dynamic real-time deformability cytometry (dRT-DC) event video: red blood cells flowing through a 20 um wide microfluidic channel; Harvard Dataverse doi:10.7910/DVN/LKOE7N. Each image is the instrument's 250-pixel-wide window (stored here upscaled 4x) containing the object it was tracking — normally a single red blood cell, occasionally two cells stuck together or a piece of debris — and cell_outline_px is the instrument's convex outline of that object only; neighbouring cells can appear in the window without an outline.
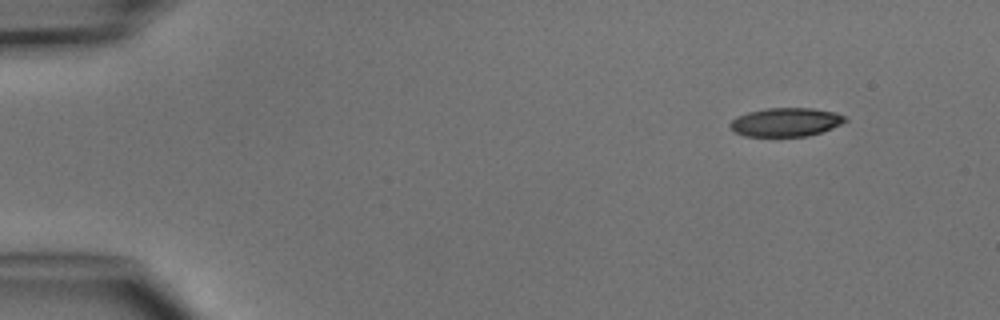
{"species": "common noctule bat (a hibernating species)", "species_latin": "Nyctalus noctula", "temperature_condition": "cold", "stored_images_in_passage": 4, "camera_frame_rate_fps": 3000, "um_per_image_px": 0.085, "animal": {"sex": "male", "body_mass_g": 15.6}, "frame": {"image": 1, "passage_image": 1, "time_ms": 0.0, "image_size_px": [1000, 320], "cell_outline_px": [[848, 120], [832, 128], [808, 136], [744, 136], [736, 132], [728, 124], [736, 116], [748, 112], [768, 108], [812, 108], [836, 112], [844, 116]], "centroid_in_image_um": [66.79, 10.37], "position_along_channel_um": 18.2, "area_um2": 19.13}}
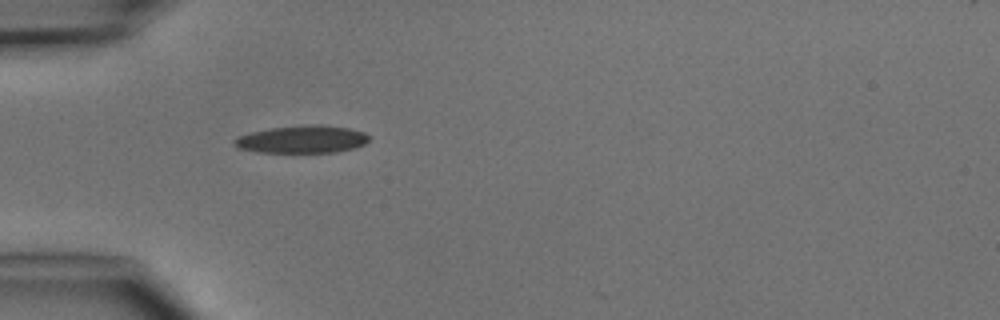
{"frame": {"image": 2, "passage_image": 4, "time_ms": 3.333, "image_size_px": [1000, 320], "cell_outline_px": [[368, 140], [364, 144], [356, 148], [336, 152], [256, 152], [236, 148], [232, 144], [232, 140], [240, 136], [252, 132], [272, 128], [312, 124], [316, 124], [348, 128], [364, 132], [368, 136]], "centroid_in_image_um": [25.66, 11.85], "position_along_channel_um": 59.3, "area_um2": 21.56}}